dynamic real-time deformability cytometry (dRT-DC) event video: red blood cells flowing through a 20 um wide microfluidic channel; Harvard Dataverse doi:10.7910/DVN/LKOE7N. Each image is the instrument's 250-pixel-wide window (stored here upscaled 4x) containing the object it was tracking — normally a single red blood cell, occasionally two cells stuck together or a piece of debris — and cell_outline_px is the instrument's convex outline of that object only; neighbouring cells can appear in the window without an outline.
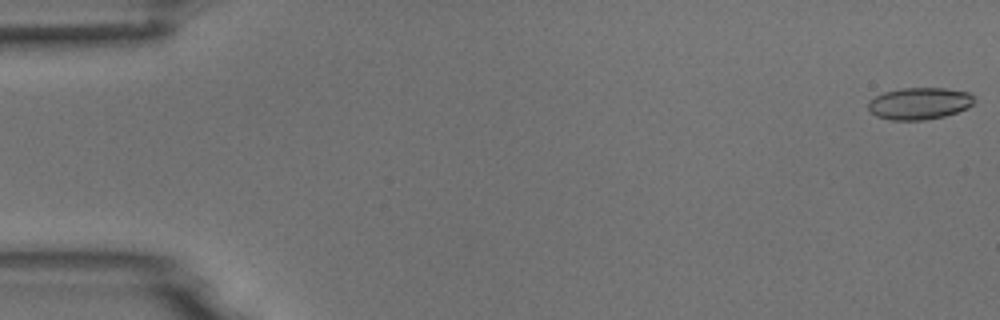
{"species": "common noctule bat (a hibernating species)", "species_latin": "Nyctalus noctula", "temperature_condition": "room temperature", "stored_images_in_passage": 54, "camera_frame_rate_fps": 3000, "um_per_image_px": 0.085, "animal": {"sex": "male", "body_mass_g": 18.8}, "frame": {"image": 1, "passage_image": 1, "time_ms": 0.0, "image_size_px": [1000, 320], "cell_outline_px": [[976, 100], [968, 108], [944, 116], [924, 120], [892, 120], [876, 116], [868, 108], [868, 100], [884, 92], [900, 88], [944, 88], [968, 92]], "centroid_in_image_um": [78.14, 8.79], "position_along_channel_um": 6.9, "area_um2": 19.71}}
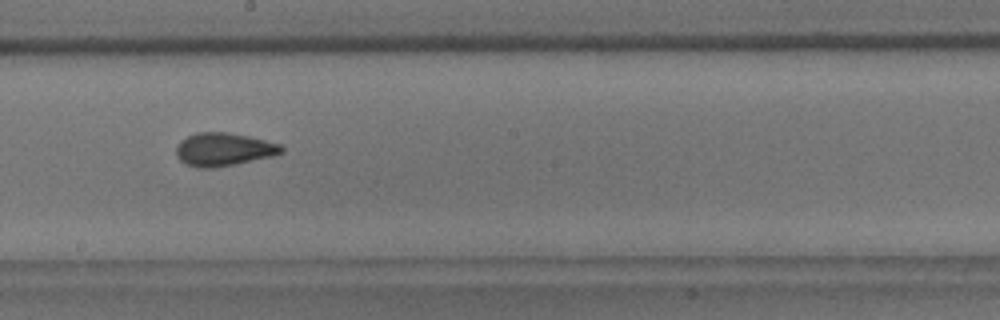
{"frame": {"image": 2, "passage_image": 30, "time_ms": 9.667, "image_size_px": [1000, 320], "cell_outline_px": [[284, 152], [272, 156], [236, 164], [216, 168], [196, 168], [184, 164], [176, 156], [176, 148], [180, 140], [196, 132], [228, 132], [248, 136], [280, 144], [284, 148]], "centroid_in_image_um": [18.98, 12.71], "position_along_channel_um": 229.2, "area_um2": 20.52}}
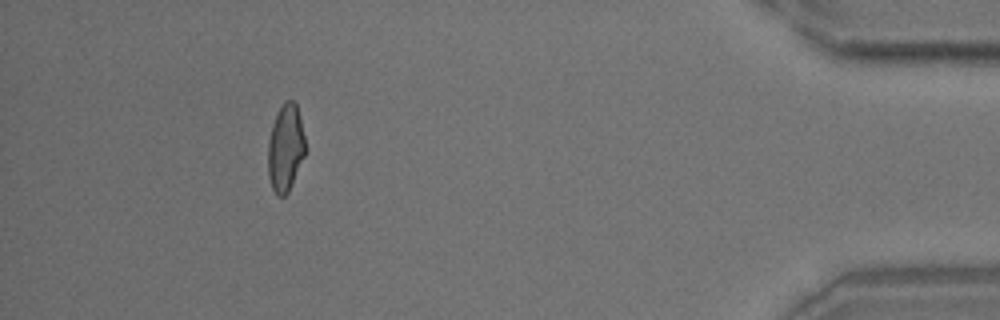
{"frame": {"image": 3, "passage_image": 49, "time_ms": 16.0, "image_size_px": [1000, 320], "cell_outline_px": [[304, 156], [288, 192], [284, 196], [276, 196], [272, 188], [268, 176], [268, 140], [272, 124], [276, 112], [284, 100], [292, 100], [296, 104], [304, 136]], "centroid_in_image_um": [24.23, 12.56], "position_along_channel_um": 411.0, "area_um2": 18.84}, "authors_computed_cell_mechanics": {"area_um2": 19.7098, "velocity_mm_per_s": 3.7785, "shape_relaxation_time_tau1_ms": null, "shape_relaxation_time_tau2_ms": 1.3522, "deformation_change_tau1": null, "deformation_change_tau2": 0.0799}}